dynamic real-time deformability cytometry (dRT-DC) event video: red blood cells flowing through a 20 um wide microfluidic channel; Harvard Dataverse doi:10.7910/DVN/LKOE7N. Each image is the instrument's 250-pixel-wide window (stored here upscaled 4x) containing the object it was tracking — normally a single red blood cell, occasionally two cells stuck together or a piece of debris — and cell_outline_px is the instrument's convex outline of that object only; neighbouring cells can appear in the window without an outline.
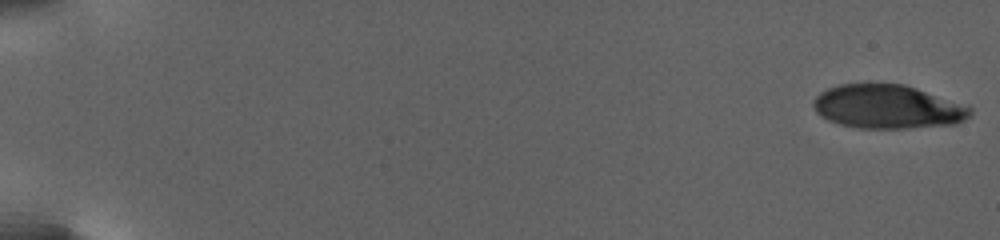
{"species": "human", "species_latin": "Homo sapiens", "temperature_condition": "warm", "stored_images_in_passage": 31, "camera_frame_rate_fps": 3000, "um_per_image_px": 0.085, "donor": {"sex": "female"}, "frame": {"image": 1, "passage_image": 1, "time_ms": 0.0, "image_size_px": [1000, 240], "cell_outline_px": [[972, 112], [964, 120], [956, 124], [904, 128], [860, 128], [840, 124], [828, 120], [820, 116], [816, 112], [812, 104], [812, 100], [820, 92], [828, 88], [840, 84], [904, 84], [916, 88], [972, 108]], "centroid_in_image_um": [75.39, 9.08], "position_along_channel_um": 9.6, "area_um2": 39.65}}
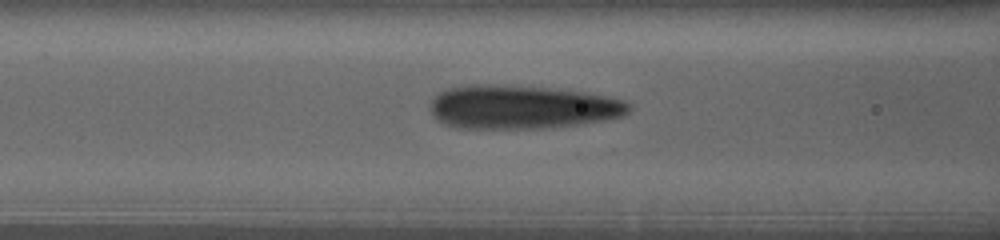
{"frame": {"image": 2, "passage_image": 22, "time_ms": 11.333, "image_size_px": [1000, 240], "cell_outline_px": [[632, 108], [628, 112], [620, 116], [604, 120], [584, 124], [540, 128], [456, 128], [440, 120], [432, 112], [432, 100], [440, 92], [448, 88], [468, 84], [488, 84], [544, 88], [580, 92], [604, 96], [624, 100]], "centroid_in_image_um": [44.37, 9.1], "position_along_channel_um": 122.2, "area_um2": 49.82}}
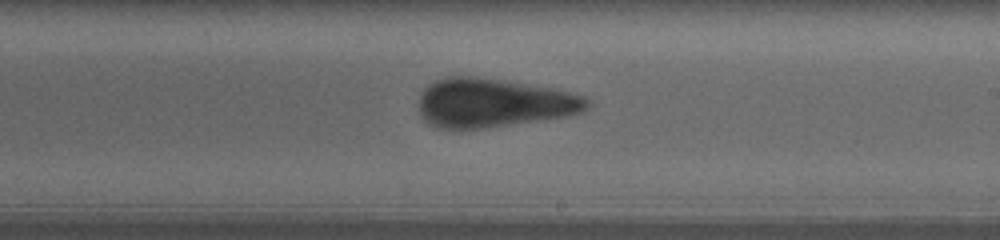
{"frame": {"image": 3, "passage_image": 31, "time_ms": 16.0, "image_size_px": [1000, 240], "cell_outline_px": [[592, 104], [580, 112], [568, 116], [484, 128], [452, 132], [436, 128], [428, 124], [424, 120], [420, 112], [420, 96], [428, 84], [444, 76], [472, 76], [528, 84], [568, 92], [584, 96], [592, 100]], "centroid_in_image_um": [41.89, 8.78], "position_along_channel_um": 247.1, "area_um2": 48.38}}